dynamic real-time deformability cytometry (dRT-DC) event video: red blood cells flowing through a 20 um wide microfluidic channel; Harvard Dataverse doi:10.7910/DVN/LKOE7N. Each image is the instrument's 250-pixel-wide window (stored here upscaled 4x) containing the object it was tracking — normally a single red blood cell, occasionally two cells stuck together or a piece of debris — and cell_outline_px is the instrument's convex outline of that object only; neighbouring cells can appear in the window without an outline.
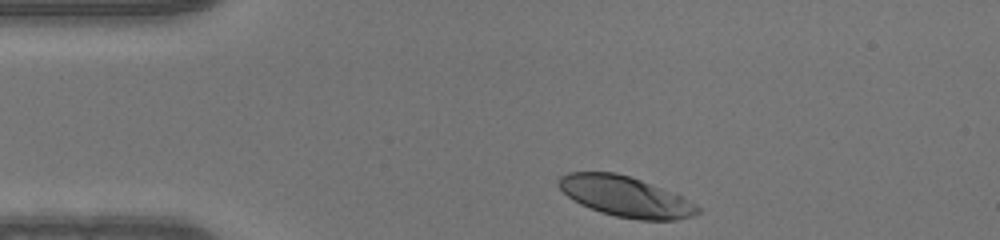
{"species": "human", "species_latin": "Homo sapiens", "temperature_condition": "warm", "stored_images_in_passage": 32, "camera_frame_rate_fps": 3000, "um_per_image_px": 0.085, "donor": {"sex": "male"}, "frame": {"image": 1, "passage_image": 1, "time_ms": 0.0, "image_size_px": [1000, 240], "cell_outline_px": [[700, 212], [692, 216], [676, 220], [640, 220], [616, 216], [600, 212], [580, 204], [568, 196], [556, 184], [560, 176], [568, 172], [616, 172], [640, 180], [680, 196], [696, 204], [700, 208]], "centroid_in_image_um": [53.14, 16.71], "position_along_channel_um": 31.9, "area_um2": 32.37}}
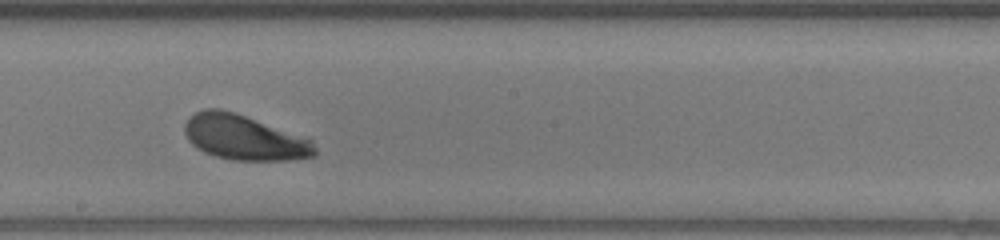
{"frame": {"image": 2, "passage_image": 19, "time_ms": 6.0, "image_size_px": [1000, 240], "cell_outline_px": [[316, 156], [288, 160], [232, 160], [216, 156], [204, 152], [196, 148], [188, 140], [184, 132], [184, 124], [196, 112], [204, 108], [220, 108], [236, 112], [308, 136], [312, 140], [316, 148]], "centroid_in_image_um": [20.81, 11.67], "position_along_channel_um": 227.4, "area_um2": 34.8}}
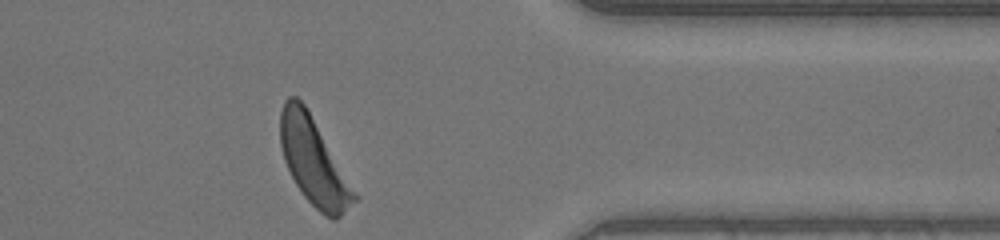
{"frame": {"image": 3, "passage_image": 32, "time_ms": 10.333, "image_size_px": [1000, 240], "cell_outline_px": [[360, 196], [336, 220], [332, 220], [324, 216], [304, 196], [296, 184], [284, 160], [280, 144], [280, 112], [284, 100], [288, 96], [296, 96], [304, 104]], "centroid_in_image_um": [26.67, 13.74], "position_along_channel_um": 384.7, "area_um2": 37.17}}